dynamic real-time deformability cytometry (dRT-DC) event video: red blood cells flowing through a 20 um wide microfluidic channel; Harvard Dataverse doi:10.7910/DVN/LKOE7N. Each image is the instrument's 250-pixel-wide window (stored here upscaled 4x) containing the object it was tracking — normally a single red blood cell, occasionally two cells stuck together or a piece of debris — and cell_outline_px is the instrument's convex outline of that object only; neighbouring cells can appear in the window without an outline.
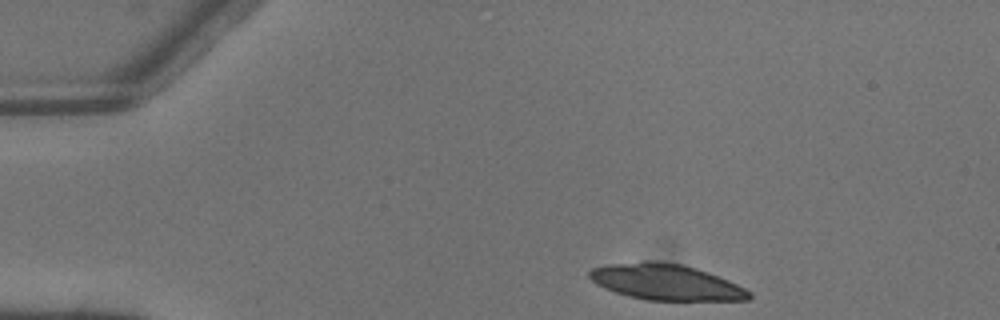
{"species": "common noctule bat (a hibernating species)", "species_latin": "Nyctalus noctula", "temperature_condition": "warm", "stored_images_in_passage": 4, "camera_frame_rate_fps": 3000, "um_per_image_px": 0.085, "animal": {"sex": "male", "body_mass_g": 13.3}, "frame": {"image": 1, "passage_image": 1, "time_ms": 0.0, "image_size_px": [1000, 320], "cell_outline_px": [[752, 296], [748, 300], [644, 300], [628, 296], [604, 288], [596, 284], [588, 276], [588, 272], [592, 268], [608, 264], [644, 260], [660, 260], [680, 264], [696, 268], [708, 272], [728, 280], [752, 292]], "centroid_in_image_um": [56.58, 23.96], "position_along_channel_um": 28.4, "area_um2": 33.58}}